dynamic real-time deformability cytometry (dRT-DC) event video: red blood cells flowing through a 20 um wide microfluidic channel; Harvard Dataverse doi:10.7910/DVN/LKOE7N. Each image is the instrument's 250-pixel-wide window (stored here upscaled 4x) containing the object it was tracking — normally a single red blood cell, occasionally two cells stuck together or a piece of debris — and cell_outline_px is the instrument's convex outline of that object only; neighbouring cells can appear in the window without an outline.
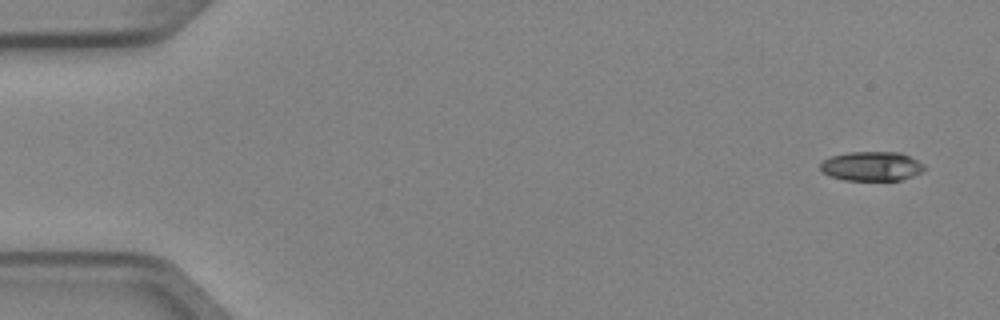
{"species": "Egyptian fruit bat (a non-hibernating species)", "species_latin": "Rousettus aegyptiacus", "temperature_condition": "cold", "stored_images_in_passage": 3, "segment_of_instrument_passage": [2, 2], "camera_frame_rate_fps": 3000, "um_per_image_px": 0.085, "animal": {"sex": "female"}, "frame": {"image": 1, "passage_image": 3, "time_ms": 0.667, "image_size_px": [1000, 320], "cell_outline_px": [[924, 172], [900, 180], [844, 180], [828, 176], [820, 168], [820, 164], [824, 160], [832, 156], [848, 152], [900, 152], [924, 164]], "centroid_in_image_um": [74.09, 14.13], "position_along_channel_um": 10.9, "area_um2": 17.74}}